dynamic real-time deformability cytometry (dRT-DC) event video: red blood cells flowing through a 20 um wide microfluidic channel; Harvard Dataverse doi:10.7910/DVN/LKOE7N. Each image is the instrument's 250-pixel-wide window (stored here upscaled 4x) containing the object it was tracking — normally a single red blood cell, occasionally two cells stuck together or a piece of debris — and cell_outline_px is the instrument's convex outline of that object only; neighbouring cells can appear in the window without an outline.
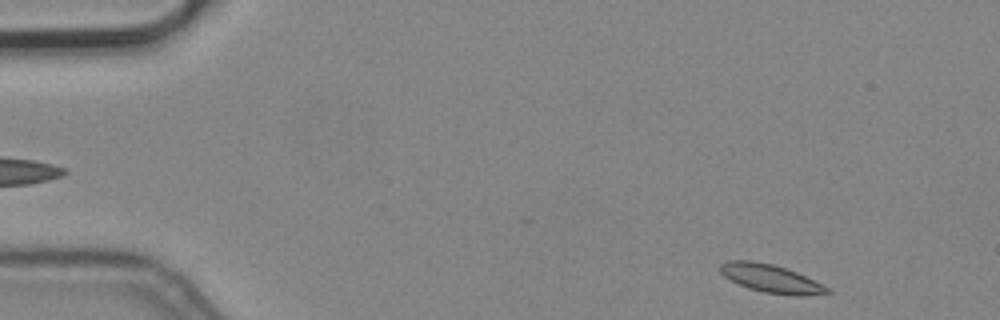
{"species": "common noctule bat (a hibernating species)", "species_latin": "Nyctalus noctula", "temperature_condition": "cold", "stored_images_in_passage": 4, "segment_of_instrument_passage": [2, 2], "camera_frame_rate_fps": 3000, "um_per_image_px": 0.085, "animal": {"sex": "male", "body_mass_g": 19.2, "forearm_length_mm": 51.8}, "frame": {"image": 1, "passage_image": 4, "time_ms": 1.0, "image_size_px": [1000, 320], "cell_outline_px": [[832, 292], [804, 296], [792, 296], [764, 292], [748, 288], [724, 276], [720, 272], [720, 264], [728, 260], [752, 260], [772, 264], [796, 272], [828, 288]], "centroid_in_image_um": [65.49, 23.67], "position_along_channel_um": 19.5, "area_um2": 17.28}}